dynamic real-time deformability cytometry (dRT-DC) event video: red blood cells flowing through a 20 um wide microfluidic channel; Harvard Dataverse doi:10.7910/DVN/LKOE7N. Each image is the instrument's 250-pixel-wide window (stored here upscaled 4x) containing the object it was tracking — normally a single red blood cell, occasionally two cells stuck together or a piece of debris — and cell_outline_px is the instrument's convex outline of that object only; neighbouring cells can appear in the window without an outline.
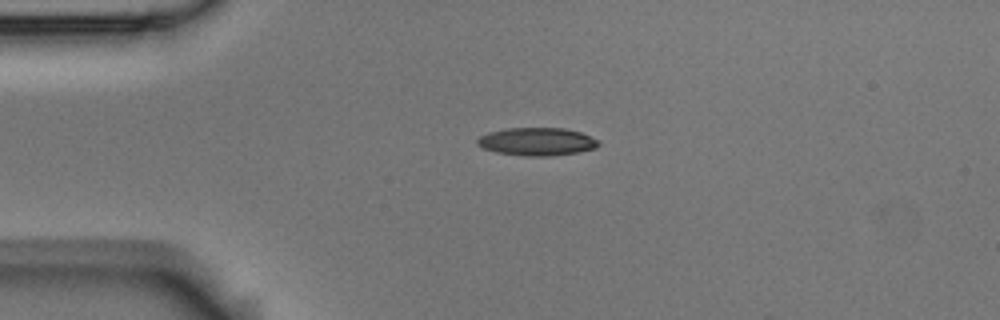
{"species": "Egyptian fruit bat (a non-hibernating species)", "species_latin": "Rousettus aegyptiacus", "temperature_condition": "room temperature", "stored_images_in_passage": 2, "camera_frame_rate_fps": 3000, "um_per_image_px": 0.085, "animal": {"sex": "male"}, "frame": {"image": 1, "passage_image": 1, "time_ms": 0.0, "image_size_px": [1000, 320], "cell_outline_px": [[600, 144], [596, 148], [576, 152], [552, 156], [524, 156], [496, 152], [484, 148], [476, 144], [476, 140], [480, 136], [488, 132], [508, 128], [564, 128], [580, 132], [600, 140]], "centroid_in_image_um": [45.64, 12.03], "position_along_channel_um": 39.4, "area_um2": 19.77}}